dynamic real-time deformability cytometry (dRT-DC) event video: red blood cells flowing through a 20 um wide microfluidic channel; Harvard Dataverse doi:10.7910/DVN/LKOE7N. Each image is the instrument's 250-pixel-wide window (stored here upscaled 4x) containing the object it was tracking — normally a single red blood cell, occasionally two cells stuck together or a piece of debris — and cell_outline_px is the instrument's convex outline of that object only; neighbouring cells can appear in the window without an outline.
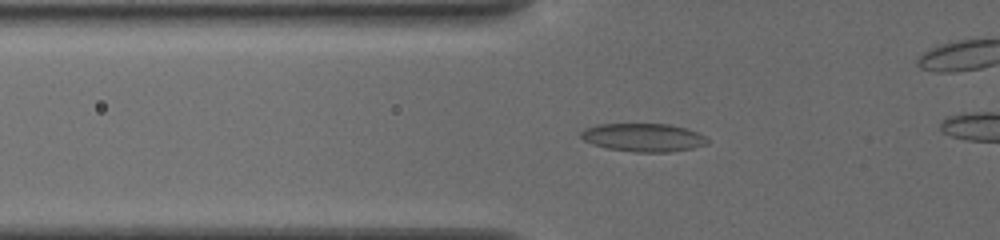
{"species": "common noctule bat (a hibernating species)", "species_latin": "Nyctalus noctula", "temperature_condition": "cold", "stored_images_in_passage": 38, "camera_frame_rate_fps": 3000, "um_per_image_px": 0.085, "animal": {"sex": "female", "body_mass_g": 19.5, "forearm_length_mm": 54.1}, "frame": {"image": 1, "passage_image": 7, "time_ms": 2.0, "image_size_px": [1000, 240], "cell_outline_px": [[708, 144], [692, 148], [672, 152], [636, 152], [604, 148], [592, 144], [584, 140], [580, 136], [580, 132], [584, 128], [596, 124], [668, 124], [684, 128], [696, 132], [704, 136], [708, 140]], "centroid_in_image_um": [54.64, 11.69], "position_along_channel_um": 71.2, "area_um2": 20.87}}
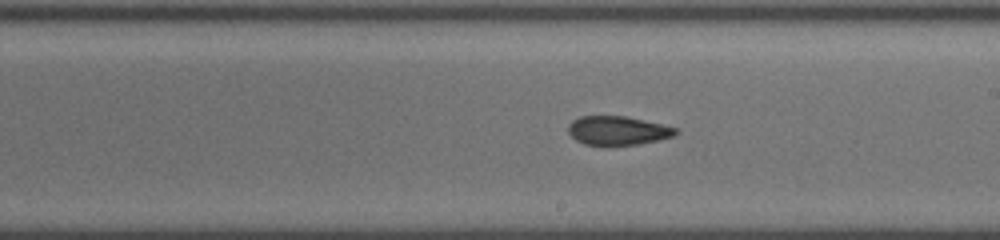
{"frame": {"image": 2, "passage_image": 20, "time_ms": 6.333, "image_size_px": [1000, 240], "cell_outline_px": [[680, 132], [672, 136], [660, 140], [636, 144], [584, 144], [576, 140], [568, 132], [568, 124], [572, 120], [580, 116], [624, 116], [644, 120], [676, 128]], "centroid_in_image_um": [52.49, 11.08], "position_along_channel_um": 236.5, "area_um2": 17.8}}
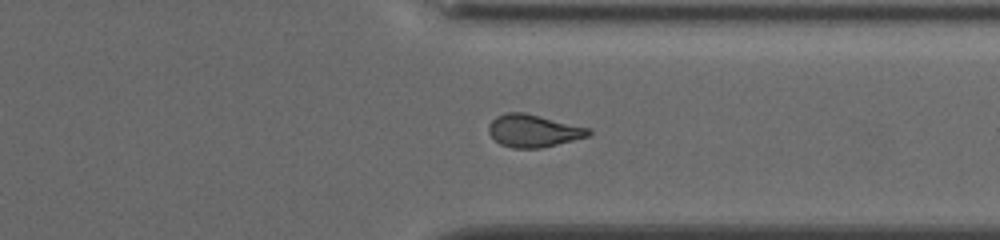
{"frame": {"image": 3, "passage_image": 30, "time_ms": 9.667, "image_size_px": [1000, 240], "cell_outline_px": [[592, 132], [588, 136], [540, 148], [512, 148], [500, 144], [488, 132], [488, 124], [496, 116], [508, 112], [524, 112], [592, 128]], "centroid_in_image_um": [45.34, 11.1], "position_along_channel_um": 366.1, "area_um2": 18.96}}